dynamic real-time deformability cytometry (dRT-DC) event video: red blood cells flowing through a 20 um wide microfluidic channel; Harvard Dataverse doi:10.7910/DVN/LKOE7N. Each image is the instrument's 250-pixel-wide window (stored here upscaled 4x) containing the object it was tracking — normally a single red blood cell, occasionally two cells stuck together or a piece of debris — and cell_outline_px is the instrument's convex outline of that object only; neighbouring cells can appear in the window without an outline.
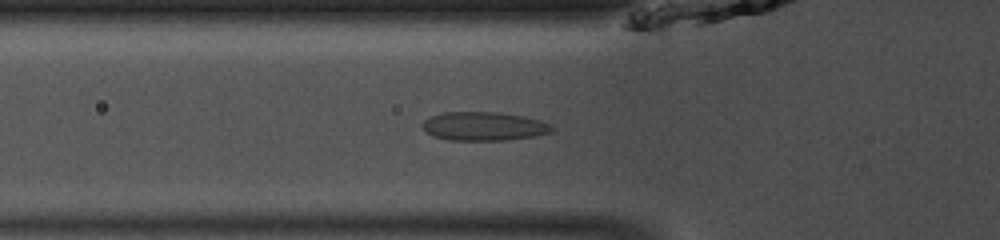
{"species": "common noctule bat (a hibernating species)", "species_latin": "Nyctalus noctula", "temperature_condition": "room temperature", "stored_images_in_passage": 33, "camera_frame_rate_fps": 3000, "um_per_image_px": 0.085, "animal": {"sex": "male", "body_mass_g": 13.0, "forearm_length_mm": 53.1}, "frame": {"image": 1, "passage_image": 7, "time_ms": 2.0, "image_size_px": [1000, 240], "cell_outline_px": [[556, 128], [552, 132], [532, 136], [508, 140], [448, 140], [432, 136], [420, 124], [424, 120], [432, 116], [444, 112], [500, 112], [524, 116], [540, 120], [552, 124]], "centroid_in_image_um": [41.16, 10.73], "position_along_channel_um": 84.6, "area_um2": 21.79}}
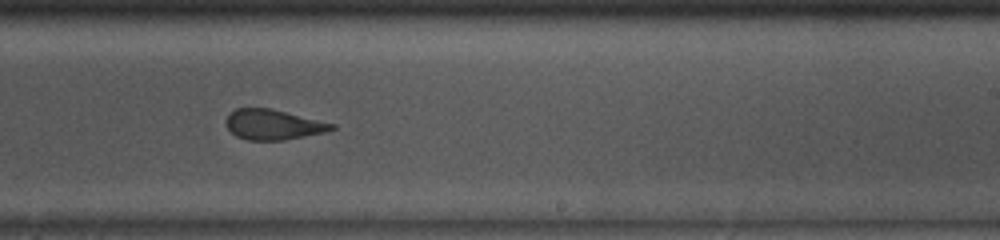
{"frame": {"image": 2, "passage_image": 20, "time_ms": 6.333, "image_size_px": [1000, 240], "cell_outline_px": [[336, 128], [324, 132], [284, 140], [248, 140], [236, 136], [228, 128], [224, 120], [228, 112], [236, 108], [268, 108], [336, 124]], "centroid_in_image_um": [23.17, 10.59], "position_along_channel_um": 265.8, "area_um2": 18.5}}
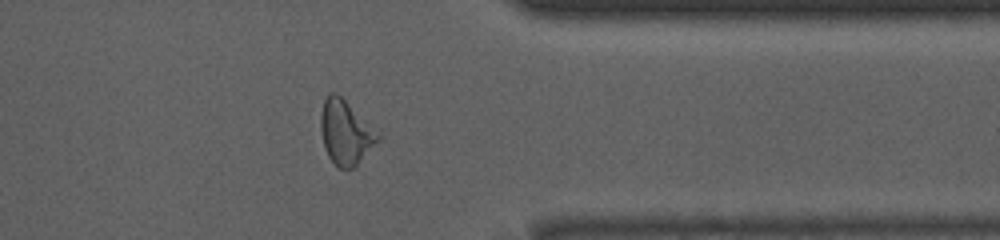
{"frame": {"image": 3, "passage_image": 29, "time_ms": 9.333, "image_size_px": [1000, 240], "cell_outline_px": [[380, 136], [356, 164], [352, 168], [340, 168], [328, 156], [324, 148], [320, 128], [320, 116], [324, 100], [328, 92], [336, 92], [380, 132]], "centroid_in_image_um": [29.33, 11.2], "position_along_channel_um": 382.1, "area_um2": 20.98}}